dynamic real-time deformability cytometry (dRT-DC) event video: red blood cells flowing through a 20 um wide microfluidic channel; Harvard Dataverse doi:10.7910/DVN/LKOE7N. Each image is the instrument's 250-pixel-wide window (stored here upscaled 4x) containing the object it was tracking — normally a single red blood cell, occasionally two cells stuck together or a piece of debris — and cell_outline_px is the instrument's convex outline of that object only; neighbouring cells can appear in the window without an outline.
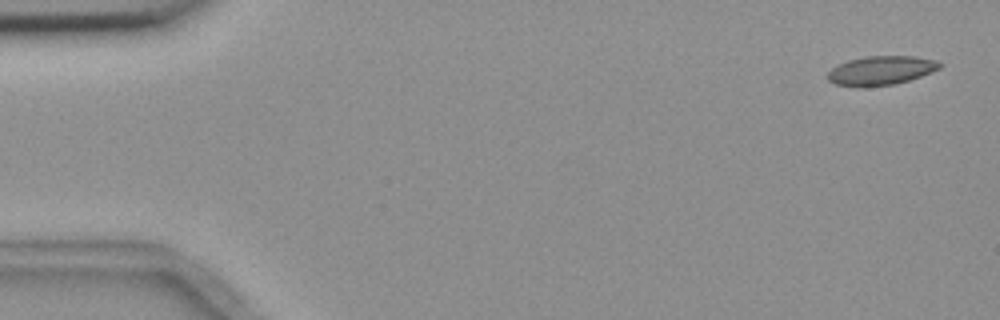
{"species": "common noctule bat (a hibernating species)", "species_latin": "Nyctalus noctula", "temperature_condition": "room temperature", "stored_images_in_passage": 4, "camera_frame_rate_fps": 3000, "um_per_image_px": 0.085, "animal": {"sex": "female", "body_mass_g": 18.4}, "frame": {"image": 1, "passage_image": 1, "time_ms": 0.0, "image_size_px": [1000, 320], "cell_outline_px": [[944, 64], [940, 68], [932, 72], [908, 80], [892, 84], [836, 84], [828, 80], [828, 72], [832, 68], [848, 60], [868, 56], [916, 56], [936, 60]], "centroid_in_image_um": [74.97, 5.94], "position_along_channel_um": 10.0, "area_um2": 18.15}}